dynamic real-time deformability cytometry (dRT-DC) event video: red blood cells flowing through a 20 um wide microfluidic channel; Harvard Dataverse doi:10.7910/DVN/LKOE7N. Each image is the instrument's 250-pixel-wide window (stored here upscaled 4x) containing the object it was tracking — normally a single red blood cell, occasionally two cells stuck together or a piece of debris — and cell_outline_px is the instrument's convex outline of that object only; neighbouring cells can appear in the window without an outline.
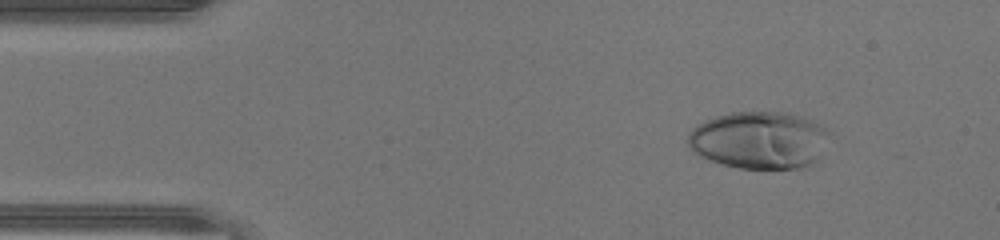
{"species": "human", "species_latin": "Homo sapiens", "temperature_condition": "warm", "stored_images_in_passage": 46, "camera_frame_rate_fps": 3000, "um_per_image_px": 0.085, "donor": {"sex": "male"}, "frame": {"image": 1, "passage_image": 6, "time_ms": 1.667, "image_size_px": [1000, 240], "cell_outline_px": [[832, 132], [816, 160], [812, 164], [804, 168], [740, 168], [708, 160], [692, 152], [688, 144], [688, 132], [692, 128], [716, 116], [732, 112], [784, 112], [812, 120], [820, 124]], "centroid_in_image_um": [64.54, 11.91], "position_along_channel_um": 20.5, "area_um2": 47.28}}
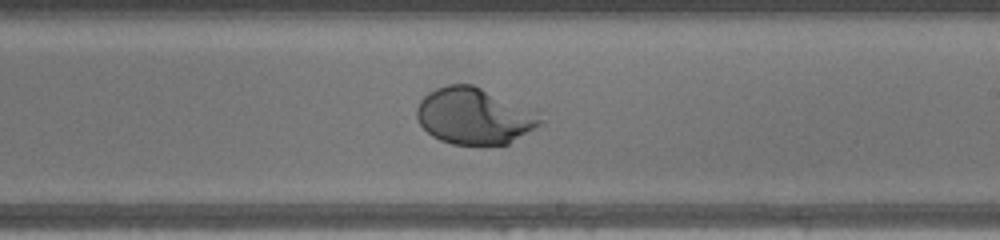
{"frame": {"image": 2, "passage_image": 27, "time_ms": 8.667, "image_size_px": [1000, 240], "cell_outline_px": [[544, 124], [508, 144], [452, 144], [440, 140], [432, 136], [420, 124], [416, 116], [416, 108], [420, 100], [428, 92], [436, 88], [448, 84], [472, 84], [544, 108]], "centroid_in_image_um": [40.49, 9.82], "position_along_channel_um": 248.5, "area_um2": 42.43}}
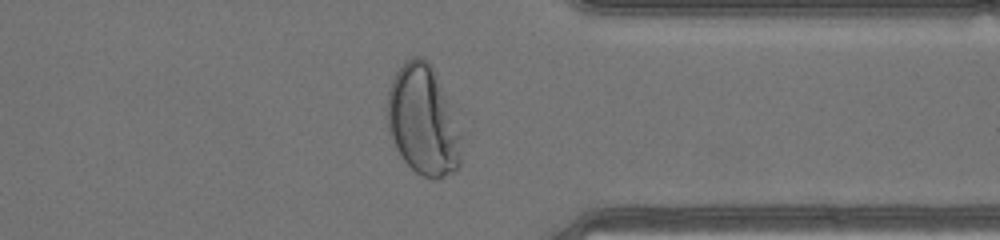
{"frame": {"image": 3, "passage_image": 36, "time_ms": 11.667, "image_size_px": [1000, 240], "cell_outline_px": [[464, 132], [460, 168], [456, 172], [436, 180], [432, 180], [416, 172], [404, 160], [388, 136], [388, 88], [396, 72], [404, 60], [412, 56], [420, 56], [428, 60], [452, 104]], "centroid_in_image_um": [36.03, 10.26], "position_along_channel_um": 375.4, "area_um2": 48.9}}